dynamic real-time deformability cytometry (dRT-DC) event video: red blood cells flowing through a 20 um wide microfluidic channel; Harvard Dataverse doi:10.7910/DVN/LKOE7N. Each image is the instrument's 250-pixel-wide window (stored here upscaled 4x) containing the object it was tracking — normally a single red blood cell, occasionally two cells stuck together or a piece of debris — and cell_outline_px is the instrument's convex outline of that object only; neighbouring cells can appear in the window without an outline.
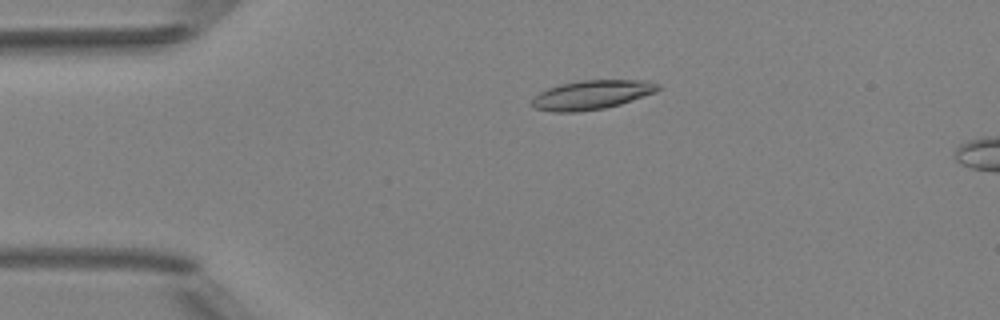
{"species": "Egyptian fruit bat (a non-hibernating species)", "species_latin": "Rousettus aegyptiacus", "temperature_condition": "room temperature", "stored_images_in_passage": 3, "camera_frame_rate_fps": 3000, "um_per_image_px": 0.085, "animal": {"sex": "female"}, "frame": {"image": 1, "passage_image": 2, "time_ms": 1.333, "image_size_px": [1000, 320], "cell_outline_px": [[660, 88], [656, 92], [620, 104], [604, 108], [576, 112], [552, 112], [536, 108], [528, 104], [540, 92], [548, 88], [560, 84], [580, 80], [644, 80], [660, 84]], "centroid_in_image_um": [50.29, 8.06], "position_along_channel_um": 34.7, "area_um2": 21.39}}